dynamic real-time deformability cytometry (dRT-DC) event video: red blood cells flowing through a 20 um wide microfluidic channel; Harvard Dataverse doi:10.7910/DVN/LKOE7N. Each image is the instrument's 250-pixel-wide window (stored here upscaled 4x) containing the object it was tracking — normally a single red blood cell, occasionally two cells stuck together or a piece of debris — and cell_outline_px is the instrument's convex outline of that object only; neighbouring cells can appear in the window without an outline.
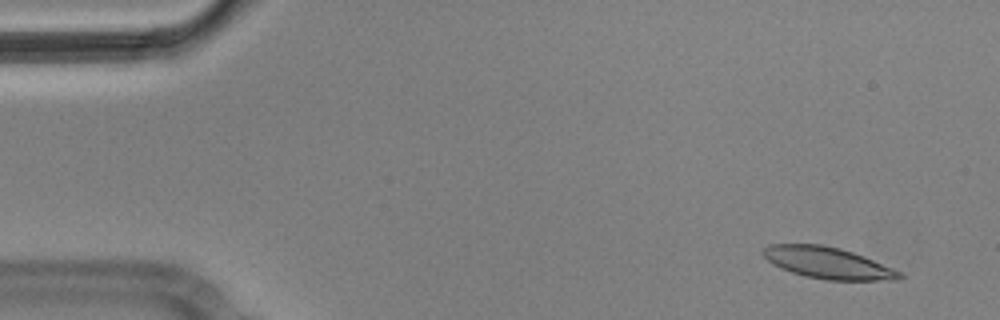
{"species": "Egyptian fruit bat (a non-hibernating species)", "species_latin": "Rousettus aegyptiacus", "temperature_condition": "cold", "stored_images_in_passage": 6, "camera_frame_rate_fps": 3000, "um_per_image_px": 0.085, "animal": {"sex": "male"}, "frame": {"image": 1, "passage_image": 2, "time_ms": 0.333, "image_size_px": [1000, 320], "cell_outline_px": [[904, 276], [900, 280], [824, 280], [804, 276], [780, 268], [772, 264], [760, 252], [768, 244], [824, 244], [840, 248], [864, 256], [892, 268], [900, 272]], "centroid_in_image_um": [70.34, 22.34], "position_along_channel_um": 14.7, "area_um2": 25.14}}
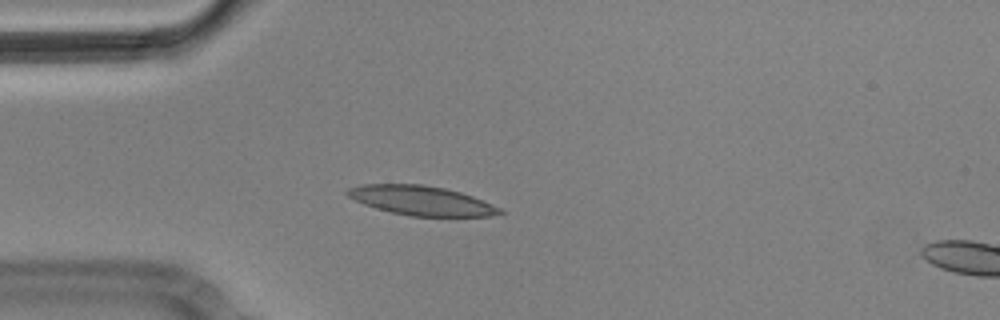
{"frame": {"image": 2, "passage_image": 5, "time_ms": 1.333, "image_size_px": [1000, 320], "cell_outline_px": [[504, 212], [492, 216], [408, 216], [376, 208], [364, 204], [348, 196], [344, 192], [348, 188], [360, 184], [424, 184], [444, 188], [460, 192], [472, 196], [492, 204], [500, 208]], "centroid_in_image_um": [35.79, 17.04], "position_along_channel_um": 49.2, "area_um2": 26.01}}